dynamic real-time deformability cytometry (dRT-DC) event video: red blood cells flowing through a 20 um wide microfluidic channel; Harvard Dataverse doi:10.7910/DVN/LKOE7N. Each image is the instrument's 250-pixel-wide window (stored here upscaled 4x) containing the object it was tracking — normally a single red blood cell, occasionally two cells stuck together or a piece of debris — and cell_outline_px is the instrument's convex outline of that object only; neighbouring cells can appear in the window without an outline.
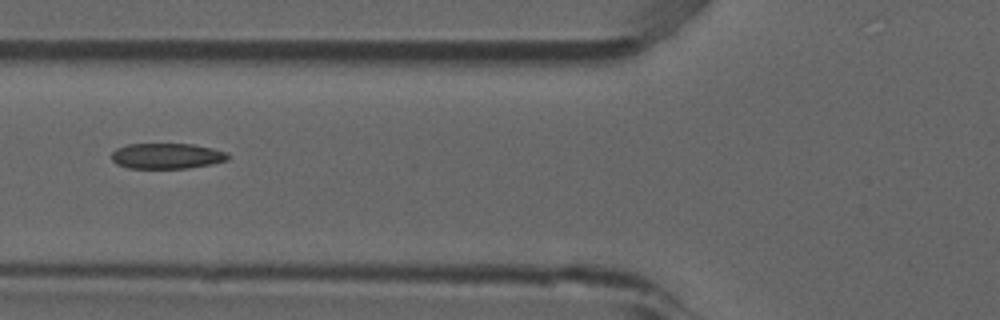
{"species": "common noctule bat (a hibernating species)", "species_latin": "Nyctalus noctula", "temperature_condition": "room temperature", "stored_images_in_passage": 3, "camera_frame_rate_fps": 3000, "um_per_image_px": 0.085, "animal": {"sex": "male", "forearm_length_mm": 52.5}, "frame": {"image": 1, "passage_image": 3, "time_ms": 0.667, "image_size_px": [1000, 320], "cell_outline_px": [[228, 160], [212, 164], [188, 168], [128, 168], [116, 164], [112, 160], [112, 152], [116, 148], [128, 144], [192, 144], [212, 148], [228, 152]], "centroid_in_image_um": [14.18, 13.26], "position_along_channel_um": 111.6, "area_um2": 17.4}}